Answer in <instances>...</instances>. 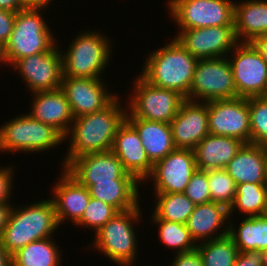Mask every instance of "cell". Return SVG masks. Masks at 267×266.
I'll use <instances>...</instances> for the list:
<instances>
[{
    "label": "cell",
    "mask_w": 267,
    "mask_h": 266,
    "mask_svg": "<svg viewBox=\"0 0 267 266\" xmlns=\"http://www.w3.org/2000/svg\"><path fill=\"white\" fill-rule=\"evenodd\" d=\"M125 105L121 103V97L118 95L103 110L74 118L69 132L64 137L65 142L68 139L69 147L63 156L61 168H65L81 155L111 151L117 130L126 119Z\"/></svg>",
    "instance_id": "obj_1"
},
{
    "label": "cell",
    "mask_w": 267,
    "mask_h": 266,
    "mask_svg": "<svg viewBox=\"0 0 267 266\" xmlns=\"http://www.w3.org/2000/svg\"><path fill=\"white\" fill-rule=\"evenodd\" d=\"M141 74L145 81L158 88L174 90L189 100L190 86L198 62L173 37L170 42L147 54Z\"/></svg>",
    "instance_id": "obj_2"
},
{
    "label": "cell",
    "mask_w": 267,
    "mask_h": 266,
    "mask_svg": "<svg viewBox=\"0 0 267 266\" xmlns=\"http://www.w3.org/2000/svg\"><path fill=\"white\" fill-rule=\"evenodd\" d=\"M59 227L61 226L51 198L37 200L30 205L13 204L8 222L0 235V241L13 255L31 242L53 237Z\"/></svg>",
    "instance_id": "obj_3"
},
{
    "label": "cell",
    "mask_w": 267,
    "mask_h": 266,
    "mask_svg": "<svg viewBox=\"0 0 267 266\" xmlns=\"http://www.w3.org/2000/svg\"><path fill=\"white\" fill-rule=\"evenodd\" d=\"M141 205L135 208L117 212L106 224H104L94 235L92 246L95 251L103 253L109 262L118 264L117 266H135L140 248L138 247L136 227L143 213ZM142 213V214H141ZM137 223V224H136ZM135 226V227H134ZM97 249V250H96Z\"/></svg>",
    "instance_id": "obj_4"
},
{
    "label": "cell",
    "mask_w": 267,
    "mask_h": 266,
    "mask_svg": "<svg viewBox=\"0 0 267 266\" xmlns=\"http://www.w3.org/2000/svg\"><path fill=\"white\" fill-rule=\"evenodd\" d=\"M79 32L67 50L61 49L63 77L103 79L113 58L110 37L95 29Z\"/></svg>",
    "instance_id": "obj_5"
},
{
    "label": "cell",
    "mask_w": 267,
    "mask_h": 266,
    "mask_svg": "<svg viewBox=\"0 0 267 266\" xmlns=\"http://www.w3.org/2000/svg\"><path fill=\"white\" fill-rule=\"evenodd\" d=\"M48 7L24 8L16 13L13 31L5 44L7 64L11 67L18 59L52 50L56 38L44 18Z\"/></svg>",
    "instance_id": "obj_6"
},
{
    "label": "cell",
    "mask_w": 267,
    "mask_h": 266,
    "mask_svg": "<svg viewBox=\"0 0 267 266\" xmlns=\"http://www.w3.org/2000/svg\"><path fill=\"white\" fill-rule=\"evenodd\" d=\"M63 142L64 137L56 129L37 121L28 113L15 115L0 125V152L3 154L20 151L26 155L45 153L58 148Z\"/></svg>",
    "instance_id": "obj_7"
},
{
    "label": "cell",
    "mask_w": 267,
    "mask_h": 266,
    "mask_svg": "<svg viewBox=\"0 0 267 266\" xmlns=\"http://www.w3.org/2000/svg\"><path fill=\"white\" fill-rule=\"evenodd\" d=\"M134 87L130 89L126 105V118H140L149 121L170 123L178 113L185 98L178 92L166 88H158L140 75L134 79Z\"/></svg>",
    "instance_id": "obj_8"
},
{
    "label": "cell",
    "mask_w": 267,
    "mask_h": 266,
    "mask_svg": "<svg viewBox=\"0 0 267 266\" xmlns=\"http://www.w3.org/2000/svg\"><path fill=\"white\" fill-rule=\"evenodd\" d=\"M166 5L178 30L234 26L235 0H168Z\"/></svg>",
    "instance_id": "obj_9"
},
{
    "label": "cell",
    "mask_w": 267,
    "mask_h": 266,
    "mask_svg": "<svg viewBox=\"0 0 267 266\" xmlns=\"http://www.w3.org/2000/svg\"><path fill=\"white\" fill-rule=\"evenodd\" d=\"M232 98H237V91L228 57L198 60L190 86L189 100L208 102Z\"/></svg>",
    "instance_id": "obj_10"
},
{
    "label": "cell",
    "mask_w": 267,
    "mask_h": 266,
    "mask_svg": "<svg viewBox=\"0 0 267 266\" xmlns=\"http://www.w3.org/2000/svg\"><path fill=\"white\" fill-rule=\"evenodd\" d=\"M227 57L232 67L237 97L265 96L267 63L254 45L239 42Z\"/></svg>",
    "instance_id": "obj_11"
},
{
    "label": "cell",
    "mask_w": 267,
    "mask_h": 266,
    "mask_svg": "<svg viewBox=\"0 0 267 266\" xmlns=\"http://www.w3.org/2000/svg\"><path fill=\"white\" fill-rule=\"evenodd\" d=\"M11 69L22 77L20 79L28 86L29 93L59 89L63 77L60 45L48 52L18 59Z\"/></svg>",
    "instance_id": "obj_12"
},
{
    "label": "cell",
    "mask_w": 267,
    "mask_h": 266,
    "mask_svg": "<svg viewBox=\"0 0 267 266\" xmlns=\"http://www.w3.org/2000/svg\"><path fill=\"white\" fill-rule=\"evenodd\" d=\"M207 104L209 134L232 137L244 143H251L247 98L212 100Z\"/></svg>",
    "instance_id": "obj_13"
},
{
    "label": "cell",
    "mask_w": 267,
    "mask_h": 266,
    "mask_svg": "<svg viewBox=\"0 0 267 266\" xmlns=\"http://www.w3.org/2000/svg\"><path fill=\"white\" fill-rule=\"evenodd\" d=\"M196 170L194 151L175 149L153 164L152 172L144 182L151 180L149 184H153L154 193H184Z\"/></svg>",
    "instance_id": "obj_14"
},
{
    "label": "cell",
    "mask_w": 267,
    "mask_h": 266,
    "mask_svg": "<svg viewBox=\"0 0 267 266\" xmlns=\"http://www.w3.org/2000/svg\"><path fill=\"white\" fill-rule=\"evenodd\" d=\"M174 36L196 59L227 56L239 43L234 26H215L177 30Z\"/></svg>",
    "instance_id": "obj_15"
},
{
    "label": "cell",
    "mask_w": 267,
    "mask_h": 266,
    "mask_svg": "<svg viewBox=\"0 0 267 266\" xmlns=\"http://www.w3.org/2000/svg\"><path fill=\"white\" fill-rule=\"evenodd\" d=\"M64 169L87 188L97 182L137 180L124 169L112 151L81 155L73 159Z\"/></svg>",
    "instance_id": "obj_16"
},
{
    "label": "cell",
    "mask_w": 267,
    "mask_h": 266,
    "mask_svg": "<svg viewBox=\"0 0 267 266\" xmlns=\"http://www.w3.org/2000/svg\"><path fill=\"white\" fill-rule=\"evenodd\" d=\"M104 80L62 77L61 89L74 118L103 110L119 95L111 93Z\"/></svg>",
    "instance_id": "obj_17"
},
{
    "label": "cell",
    "mask_w": 267,
    "mask_h": 266,
    "mask_svg": "<svg viewBox=\"0 0 267 266\" xmlns=\"http://www.w3.org/2000/svg\"><path fill=\"white\" fill-rule=\"evenodd\" d=\"M169 124L175 148L193 150L209 134L207 102L185 99Z\"/></svg>",
    "instance_id": "obj_18"
},
{
    "label": "cell",
    "mask_w": 267,
    "mask_h": 266,
    "mask_svg": "<svg viewBox=\"0 0 267 266\" xmlns=\"http://www.w3.org/2000/svg\"><path fill=\"white\" fill-rule=\"evenodd\" d=\"M58 180L52 186L51 200L53 201L59 225L65 220L75 225L82 217L90 201L87 187L80 184L64 168H61ZM69 220H68V219Z\"/></svg>",
    "instance_id": "obj_19"
},
{
    "label": "cell",
    "mask_w": 267,
    "mask_h": 266,
    "mask_svg": "<svg viewBox=\"0 0 267 266\" xmlns=\"http://www.w3.org/2000/svg\"><path fill=\"white\" fill-rule=\"evenodd\" d=\"M124 169L144 185L151 174L153 163L149 160L135 128L125 119L119 126L111 150Z\"/></svg>",
    "instance_id": "obj_20"
},
{
    "label": "cell",
    "mask_w": 267,
    "mask_h": 266,
    "mask_svg": "<svg viewBox=\"0 0 267 266\" xmlns=\"http://www.w3.org/2000/svg\"><path fill=\"white\" fill-rule=\"evenodd\" d=\"M30 96L32 102L28 114L37 121L52 126L65 137L74 117L62 89L36 92Z\"/></svg>",
    "instance_id": "obj_21"
},
{
    "label": "cell",
    "mask_w": 267,
    "mask_h": 266,
    "mask_svg": "<svg viewBox=\"0 0 267 266\" xmlns=\"http://www.w3.org/2000/svg\"><path fill=\"white\" fill-rule=\"evenodd\" d=\"M229 218V209L226 206L211 201L196 205L186 226L192 239L199 244L228 235Z\"/></svg>",
    "instance_id": "obj_22"
},
{
    "label": "cell",
    "mask_w": 267,
    "mask_h": 266,
    "mask_svg": "<svg viewBox=\"0 0 267 266\" xmlns=\"http://www.w3.org/2000/svg\"><path fill=\"white\" fill-rule=\"evenodd\" d=\"M267 150L254 143H244L225 170L236 185L241 183L265 184Z\"/></svg>",
    "instance_id": "obj_23"
},
{
    "label": "cell",
    "mask_w": 267,
    "mask_h": 266,
    "mask_svg": "<svg viewBox=\"0 0 267 266\" xmlns=\"http://www.w3.org/2000/svg\"><path fill=\"white\" fill-rule=\"evenodd\" d=\"M243 144L240 139L208 134L193 149L197 169H225Z\"/></svg>",
    "instance_id": "obj_24"
},
{
    "label": "cell",
    "mask_w": 267,
    "mask_h": 266,
    "mask_svg": "<svg viewBox=\"0 0 267 266\" xmlns=\"http://www.w3.org/2000/svg\"><path fill=\"white\" fill-rule=\"evenodd\" d=\"M139 134L149 160L154 164L176 148L169 123L140 118H126Z\"/></svg>",
    "instance_id": "obj_25"
},
{
    "label": "cell",
    "mask_w": 267,
    "mask_h": 266,
    "mask_svg": "<svg viewBox=\"0 0 267 266\" xmlns=\"http://www.w3.org/2000/svg\"><path fill=\"white\" fill-rule=\"evenodd\" d=\"M234 28L238 42H252L267 33V0L235 2Z\"/></svg>",
    "instance_id": "obj_26"
},
{
    "label": "cell",
    "mask_w": 267,
    "mask_h": 266,
    "mask_svg": "<svg viewBox=\"0 0 267 266\" xmlns=\"http://www.w3.org/2000/svg\"><path fill=\"white\" fill-rule=\"evenodd\" d=\"M138 180H112V182H97L88 190L90 196L111 205L118 212L135 208L140 201L138 191L141 186Z\"/></svg>",
    "instance_id": "obj_27"
},
{
    "label": "cell",
    "mask_w": 267,
    "mask_h": 266,
    "mask_svg": "<svg viewBox=\"0 0 267 266\" xmlns=\"http://www.w3.org/2000/svg\"><path fill=\"white\" fill-rule=\"evenodd\" d=\"M236 226L229 218V236L239 252L262 251L267 247V215L243 217ZM234 222V223H233Z\"/></svg>",
    "instance_id": "obj_28"
},
{
    "label": "cell",
    "mask_w": 267,
    "mask_h": 266,
    "mask_svg": "<svg viewBox=\"0 0 267 266\" xmlns=\"http://www.w3.org/2000/svg\"><path fill=\"white\" fill-rule=\"evenodd\" d=\"M53 238L37 240L19 249L12 255L13 266H61L63 252Z\"/></svg>",
    "instance_id": "obj_29"
},
{
    "label": "cell",
    "mask_w": 267,
    "mask_h": 266,
    "mask_svg": "<svg viewBox=\"0 0 267 266\" xmlns=\"http://www.w3.org/2000/svg\"><path fill=\"white\" fill-rule=\"evenodd\" d=\"M237 210L245 217L265 215L267 211V187L265 184H238L234 202L229 208V217L237 215Z\"/></svg>",
    "instance_id": "obj_30"
},
{
    "label": "cell",
    "mask_w": 267,
    "mask_h": 266,
    "mask_svg": "<svg viewBox=\"0 0 267 266\" xmlns=\"http://www.w3.org/2000/svg\"><path fill=\"white\" fill-rule=\"evenodd\" d=\"M155 204L153 213L171 222L186 224L195 204L184 193H152Z\"/></svg>",
    "instance_id": "obj_31"
},
{
    "label": "cell",
    "mask_w": 267,
    "mask_h": 266,
    "mask_svg": "<svg viewBox=\"0 0 267 266\" xmlns=\"http://www.w3.org/2000/svg\"><path fill=\"white\" fill-rule=\"evenodd\" d=\"M151 216V223L157 225L156 228L159 229V241L166 246V249H173L176 254L197 248V244L192 239L186 224L159 219L153 212Z\"/></svg>",
    "instance_id": "obj_32"
},
{
    "label": "cell",
    "mask_w": 267,
    "mask_h": 266,
    "mask_svg": "<svg viewBox=\"0 0 267 266\" xmlns=\"http://www.w3.org/2000/svg\"><path fill=\"white\" fill-rule=\"evenodd\" d=\"M197 249L203 266H234L239 254L229 235L197 244Z\"/></svg>",
    "instance_id": "obj_33"
},
{
    "label": "cell",
    "mask_w": 267,
    "mask_h": 266,
    "mask_svg": "<svg viewBox=\"0 0 267 266\" xmlns=\"http://www.w3.org/2000/svg\"><path fill=\"white\" fill-rule=\"evenodd\" d=\"M251 143L267 148V97H248Z\"/></svg>",
    "instance_id": "obj_34"
},
{
    "label": "cell",
    "mask_w": 267,
    "mask_h": 266,
    "mask_svg": "<svg viewBox=\"0 0 267 266\" xmlns=\"http://www.w3.org/2000/svg\"><path fill=\"white\" fill-rule=\"evenodd\" d=\"M208 186L211 201L228 209L234 202L237 185L225 169L208 170Z\"/></svg>",
    "instance_id": "obj_35"
},
{
    "label": "cell",
    "mask_w": 267,
    "mask_h": 266,
    "mask_svg": "<svg viewBox=\"0 0 267 266\" xmlns=\"http://www.w3.org/2000/svg\"><path fill=\"white\" fill-rule=\"evenodd\" d=\"M117 212L118 211L111 205L91 197L81 219L75 226L88 228V230L92 229L95 235Z\"/></svg>",
    "instance_id": "obj_36"
},
{
    "label": "cell",
    "mask_w": 267,
    "mask_h": 266,
    "mask_svg": "<svg viewBox=\"0 0 267 266\" xmlns=\"http://www.w3.org/2000/svg\"><path fill=\"white\" fill-rule=\"evenodd\" d=\"M184 194L195 205L211 202L210 189L208 186V171L197 169L193 173Z\"/></svg>",
    "instance_id": "obj_37"
},
{
    "label": "cell",
    "mask_w": 267,
    "mask_h": 266,
    "mask_svg": "<svg viewBox=\"0 0 267 266\" xmlns=\"http://www.w3.org/2000/svg\"><path fill=\"white\" fill-rule=\"evenodd\" d=\"M15 168L16 167L10 164L8 166H0V203L10 202L11 197H13V192L11 191L15 189L13 184L15 179Z\"/></svg>",
    "instance_id": "obj_38"
},
{
    "label": "cell",
    "mask_w": 267,
    "mask_h": 266,
    "mask_svg": "<svg viewBox=\"0 0 267 266\" xmlns=\"http://www.w3.org/2000/svg\"><path fill=\"white\" fill-rule=\"evenodd\" d=\"M170 263V266H203L198 249L188 252L176 253Z\"/></svg>",
    "instance_id": "obj_39"
},
{
    "label": "cell",
    "mask_w": 267,
    "mask_h": 266,
    "mask_svg": "<svg viewBox=\"0 0 267 266\" xmlns=\"http://www.w3.org/2000/svg\"><path fill=\"white\" fill-rule=\"evenodd\" d=\"M16 13L0 9V42L6 44L13 31Z\"/></svg>",
    "instance_id": "obj_40"
},
{
    "label": "cell",
    "mask_w": 267,
    "mask_h": 266,
    "mask_svg": "<svg viewBox=\"0 0 267 266\" xmlns=\"http://www.w3.org/2000/svg\"><path fill=\"white\" fill-rule=\"evenodd\" d=\"M234 266H262L261 251L239 252Z\"/></svg>",
    "instance_id": "obj_41"
},
{
    "label": "cell",
    "mask_w": 267,
    "mask_h": 266,
    "mask_svg": "<svg viewBox=\"0 0 267 266\" xmlns=\"http://www.w3.org/2000/svg\"><path fill=\"white\" fill-rule=\"evenodd\" d=\"M267 63V33L257 36L252 42Z\"/></svg>",
    "instance_id": "obj_42"
},
{
    "label": "cell",
    "mask_w": 267,
    "mask_h": 266,
    "mask_svg": "<svg viewBox=\"0 0 267 266\" xmlns=\"http://www.w3.org/2000/svg\"><path fill=\"white\" fill-rule=\"evenodd\" d=\"M12 207L11 202L0 203V235L8 222Z\"/></svg>",
    "instance_id": "obj_43"
},
{
    "label": "cell",
    "mask_w": 267,
    "mask_h": 266,
    "mask_svg": "<svg viewBox=\"0 0 267 266\" xmlns=\"http://www.w3.org/2000/svg\"><path fill=\"white\" fill-rule=\"evenodd\" d=\"M0 9L17 13L24 7L19 0H0Z\"/></svg>",
    "instance_id": "obj_44"
},
{
    "label": "cell",
    "mask_w": 267,
    "mask_h": 266,
    "mask_svg": "<svg viewBox=\"0 0 267 266\" xmlns=\"http://www.w3.org/2000/svg\"><path fill=\"white\" fill-rule=\"evenodd\" d=\"M0 266H13L12 255L4 248L0 241Z\"/></svg>",
    "instance_id": "obj_45"
},
{
    "label": "cell",
    "mask_w": 267,
    "mask_h": 266,
    "mask_svg": "<svg viewBox=\"0 0 267 266\" xmlns=\"http://www.w3.org/2000/svg\"><path fill=\"white\" fill-rule=\"evenodd\" d=\"M24 8L50 7L45 0H19Z\"/></svg>",
    "instance_id": "obj_46"
},
{
    "label": "cell",
    "mask_w": 267,
    "mask_h": 266,
    "mask_svg": "<svg viewBox=\"0 0 267 266\" xmlns=\"http://www.w3.org/2000/svg\"><path fill=\"white\" fill-rule=\"evenodd\" d=\"M0 66L5 64V66L7 67L8 64H7V59H6V55H5V45L2 44L0 42Z\"/></svg>",
    "instance_id": "obj_47"
},
{
    "label": "cell",
    "mask_w": 267,
    "mask_h": 266,
    "mask_svg": "<svg viewBox=\"0 0 267 266\" xmlns=\"http://www.w3.org/2000/svg\"><path fill=\"white\" fill-rule=\"evenodd\" d=\"M262 266H267V247L261 251Z\"/></svg>",
    "instance_id": "obj_48"
},
{
    "label": "cell",
    "mask_w": 267,
    "mask_h": 266,
    "mask_svg": "<svg viewBox=\"0 0 267 266\" xmlns=\"http://www.w3.org/2000/svg\"><path fill=\"white\" fill-rule=\"evenodd\" d=\"M265 186L267 187V164H266V171H265Z\"/></svg>",
    "instance_id": "obj_49"
},
{
    "label": "cell",
    "mask_w": 267,
    "mask_h": 266,
    "mask_svg": "<svg viewBox=\"0 0 267 266\" xmlns=\"http://www.w3.org/2000/svg\"><path fill=\"white\" fill-rule=\"evenodd\" d=\"M45 1L50 5L52 0H45Z\"/></svg>",
    "instance_id": "obj_50"
}]
</instances>
